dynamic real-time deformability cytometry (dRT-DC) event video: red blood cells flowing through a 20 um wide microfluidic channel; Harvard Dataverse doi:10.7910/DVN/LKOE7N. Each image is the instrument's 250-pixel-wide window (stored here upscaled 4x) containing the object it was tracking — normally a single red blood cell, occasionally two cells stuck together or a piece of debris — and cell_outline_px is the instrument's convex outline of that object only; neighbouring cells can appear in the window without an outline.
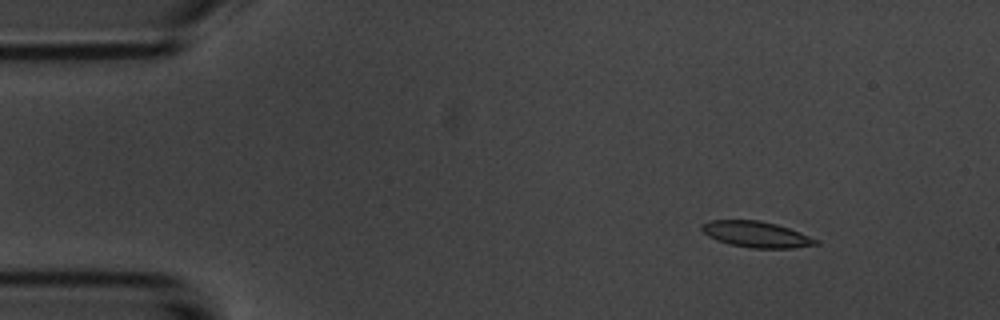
{"species": "common noctule bat (a hibernating species)", "species_latin": "Nyctalus noctula", "temperature_condition": "room temperature", "stored_images_in_passage": 5, "segment_of_instrument_passage": [1, 2], "camera_frame_rate_fps": 3000, "um_per_image_px": 0.085, "animal": {"sex": "male", "body_mass_g": 20.1, "forearm_length_mm": 53.5}, "frame": {"image": 1, "passage_image": 2, "time_ms": 1.333, "image_size_px": [1000, 320], "cell_outline_px": [[820, 244], [792, 248], [752, 248], [728, 244], [716, 240], [708, 236], [700, 228], [700, 224], [712, 220], [760, 220], [776, 224], [788, 228], [820, 240]], "centroid_in_image_um": [64.27, 19.92], "position_along_channel_um": 20.7, "area_um2": 17.34}}